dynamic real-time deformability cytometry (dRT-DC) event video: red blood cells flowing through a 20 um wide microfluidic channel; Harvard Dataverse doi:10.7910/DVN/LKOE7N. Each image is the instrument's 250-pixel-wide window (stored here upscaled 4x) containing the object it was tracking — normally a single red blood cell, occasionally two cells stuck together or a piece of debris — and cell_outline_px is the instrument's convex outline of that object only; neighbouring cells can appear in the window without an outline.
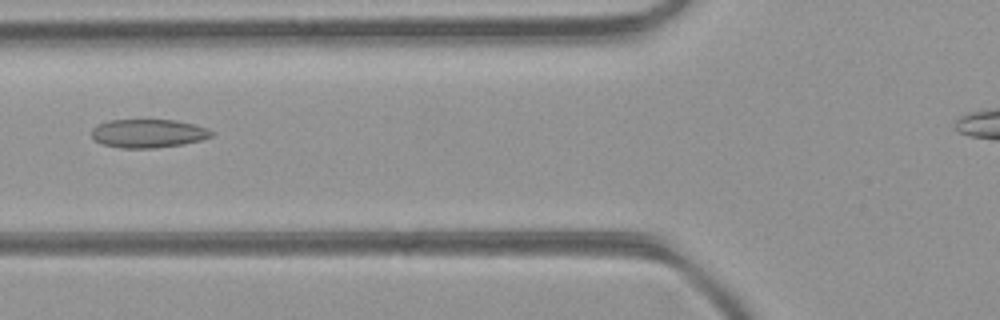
{"species": "common noctule bat (a hibernating species)", "species_latin": "Nyctalus noctula", "temperature_condition": "room temperature", "stored_images_in_passage": 32, "camera_frame_rate_fps": 3000, "um_per_image_px": 0.085, "animal": {"sex": "female", "body_mass_g": 21.9}, "frame": {"image": 1, "passage_image": 8, "time_ms": 2.333, "image_size_px": [1000, 320], "cell_outline_px": [[216, 132], [212, 136], [200, 140], [184, 144], [152, 148], [120, 148], [104, 144], [96, 140], [92, 136], [92, 128], [96, 124], [108, 120], [176, 120], [196, 124], [208, 128]], "centroid_in_image_um": [12.63, 11.33], "position_along_channel_um": 113.2, "area_um2": 20.06}}
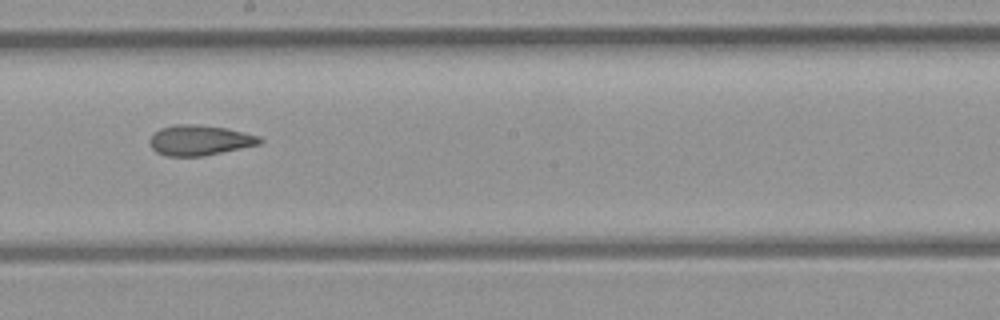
{"frame": {"image": 2, "passage_image": 16, "time_ms": 5.0, "image_size_px": [1000, 320], "cell_outline_px": [[264, 140], [260, 144], [204, 156], [164, 156], [156, 152], [152, 148], [148, 140], [160, 128], [172, 124], [192, 124], [228, 128], [260, 136]], "centroid_in_image_um": [16.97, 11.92], "position_along_channel_um": 231.2, "area_um2": 19.54}}
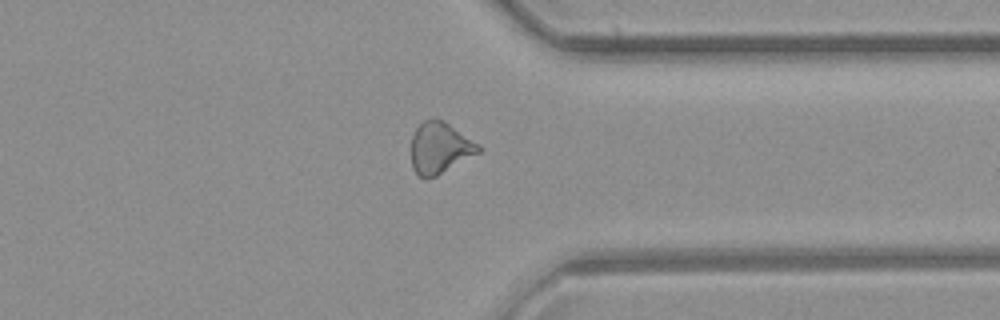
{"frame": {"image": 3, "passage_image": 26, "time_ms": 8.333, "image_size_px": [1000, 320], "cell_outline_px": [[484, 148], [480, 152], [436, 176], [420, 176], [412, 168], [412, 136], [416, 128], [424, 120], [432, 116], [444, 120], [480, 144]], "centroid_in_image_um": [37.42, 12.52], "position_along_channel_um": 374.0, "area_um2": 20.17}, "authors_computed_cell_mechanics": {"area_um2": 19.5364, "velocity_mm_per_s": 4.4093, "shape_relaxation_time_tau1_ms": null, "shape_relaxation_time_tau2_ms": 2.9829, "deformation_change_tau1": null, "deformation_change_tau2": 0.0957}}